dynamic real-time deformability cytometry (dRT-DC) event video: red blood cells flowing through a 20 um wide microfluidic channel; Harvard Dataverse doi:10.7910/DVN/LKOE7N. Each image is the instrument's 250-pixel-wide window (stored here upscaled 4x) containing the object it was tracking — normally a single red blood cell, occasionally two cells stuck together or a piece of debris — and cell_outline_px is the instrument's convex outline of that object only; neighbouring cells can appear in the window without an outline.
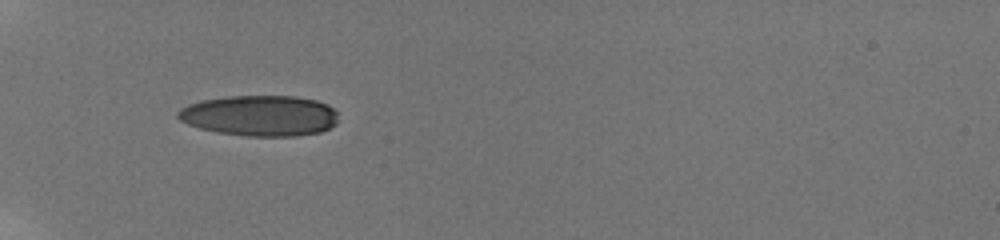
{"species": "human", "species_latin": "Homo sapiens", "temperature_condition": "room temperature", "stored_images_in_passage": 5, "camera_frame_rate_fps": 3000, "um_per_image_px": 0.085, "donor": {"sex": "male"}, "frame": {"image": 1, "passage_image": 1, "time_ms": 0.0, "image_size_px": [1000, 240], "cell_outline_px": [[336, 124], [320, 132], [296, 136], [248, 136], [216, 132], [200, 128], [188, 124], [180, 120], [176, 116], [176, 112], [180, 108], [188, 104], [200, 100], [228, 96], [296, 96], [316, 100], [328, 104], [336, 112]], "centroid_in_image_um": [22.06, 9.82], "position_along_channel_um": 62.9, "area_um2": 38.21}}